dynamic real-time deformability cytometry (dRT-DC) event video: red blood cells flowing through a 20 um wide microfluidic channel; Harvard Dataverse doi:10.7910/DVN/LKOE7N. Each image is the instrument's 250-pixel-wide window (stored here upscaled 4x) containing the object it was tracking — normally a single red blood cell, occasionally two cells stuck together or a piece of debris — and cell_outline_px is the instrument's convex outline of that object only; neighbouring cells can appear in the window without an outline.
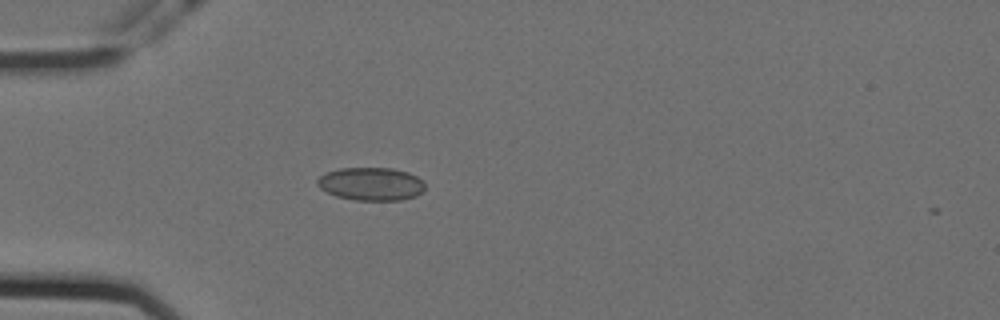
{"species": "Egyptian fruit bat (a non-hibernating species)", "species_latin": "Rousettus aegyptiacus", "temperature_condition": "cold", "stored_images_in_passage": 41, "camera_frame_rate_fps": 3000, "um_per_image_px": 0.085, "animal": {"sex": "female"}, "frame": {"image": 1, "passage_image": 1, "time_ms": 0.0, "image_size_px": [1000, 320], "cell_outline_px": [[424, 188], [416, 196], [400, 200], [352, 200], [336, 196], [320, 188], [316, 184], [316, 180], [320, 176], [328, 172], [340, 168], [392, 168], [408, 172], [416, 176], [424, 184]], "centroid_in_image_um": [31.51, 15.63], "position_along_channel_um": 53.5, "area_um2": 20.63}}
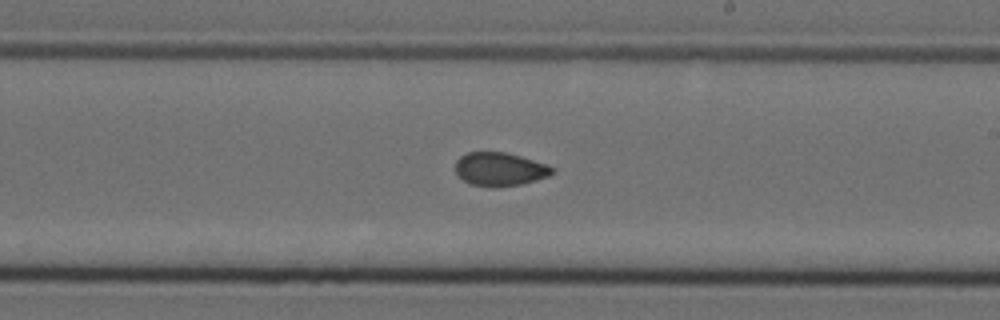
{"frame": {"image": 2, "passage_image": 18, "time_ms": 5.667, "image_size_px": [1000, 320], "cell_outline_px": [[556, 172], [548, 176], [536, 180], [520, 184], [496, 188], [492, 188], [468, 184], [456, 172], [456, 160], [460, 156], [468, 152], [508, 152], [548, 164]], "centroid_in_image_um": [42.49, 14.38], "position_along_channel_um": 246.5, "area_um2": 19.13}}
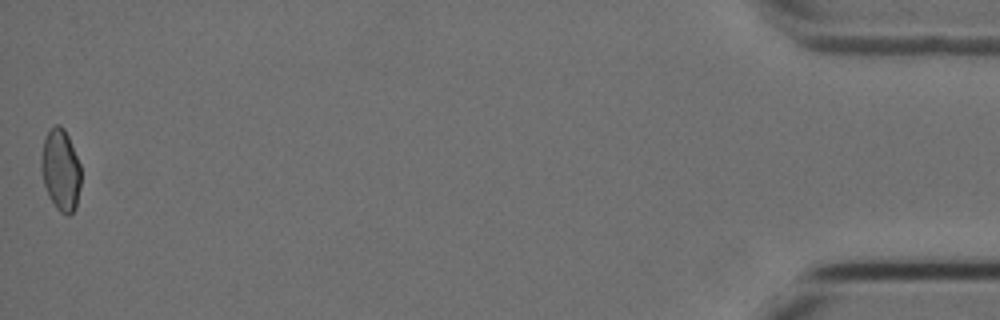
{"frame": {"image": 3, "passage_image": 41, "time_ms": 13.333, "image_size_px": [1000, 320], "cell_outline_px": [[80, 188], [76, 208], [68, 216], [60, 212], [56, 208], [48, 196], [44, 184], [40, 168], [44, 140], [48, 132], [56, 124], [60, 124], [64, 128], [68, 136], [80, 164]], "centroid_in_image_um": [5.16, 14.48], "position_along_channel_um": 430.0, "area_um2": 18.84}, "authors_computed_cell_mechanics": {"area_um2": 19.1896, "velocity_mm_per_s": 3.5717, "shape_relaxation_time_tau1_ms": null, "shape_relaxation_time_tau2_ms": 2.1804, "deformation_change_tau1": null, "deformation_change_tau2": 0.0495}}